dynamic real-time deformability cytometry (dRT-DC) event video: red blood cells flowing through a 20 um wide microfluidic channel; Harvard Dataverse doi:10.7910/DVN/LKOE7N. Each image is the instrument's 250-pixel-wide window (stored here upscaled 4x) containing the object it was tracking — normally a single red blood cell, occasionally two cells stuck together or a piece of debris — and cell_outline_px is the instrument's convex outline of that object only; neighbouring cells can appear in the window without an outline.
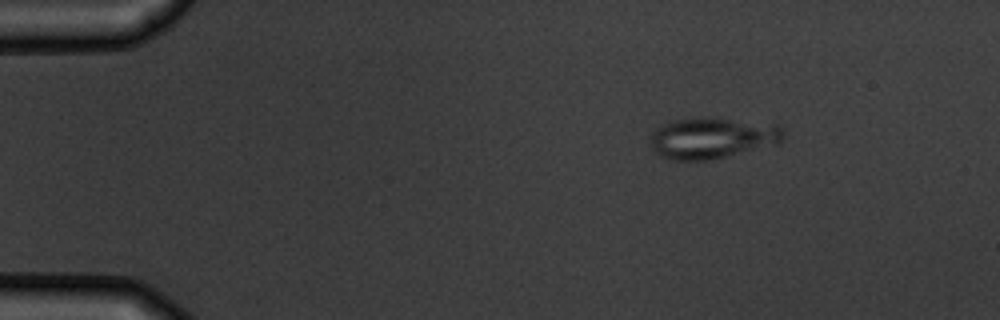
{"species": "common noctule bat (a hibernating species)", "species_latin": "Nyctalus noctula", "temperature_condition": "warm", "stored_images_in_passage": 3, "camera_frame_rate_fps": 3000, "um_per_image_px": 0.085, "animal": {"sex": "male", "body_mass_g": 19.5, "forearm_length_mm": 54.6}, "frame": {"image": 1, "passage_image": 1, "time_ms": 0.0, "image_size_px": [1000, 320], "cell_outline_px": [[784, 136], [776, 144], [724, 156], [704, 160], [668, 160], [660, 156], [652, 148], [652, 132], [656, 128], [672, 120], [700, 116], [712, 116], [776, 124], [784, 128]], "centroid_in_image_um": [60.53, 11.69], "position_along_channel_um": 24.5, "area_um2": 32.02}}